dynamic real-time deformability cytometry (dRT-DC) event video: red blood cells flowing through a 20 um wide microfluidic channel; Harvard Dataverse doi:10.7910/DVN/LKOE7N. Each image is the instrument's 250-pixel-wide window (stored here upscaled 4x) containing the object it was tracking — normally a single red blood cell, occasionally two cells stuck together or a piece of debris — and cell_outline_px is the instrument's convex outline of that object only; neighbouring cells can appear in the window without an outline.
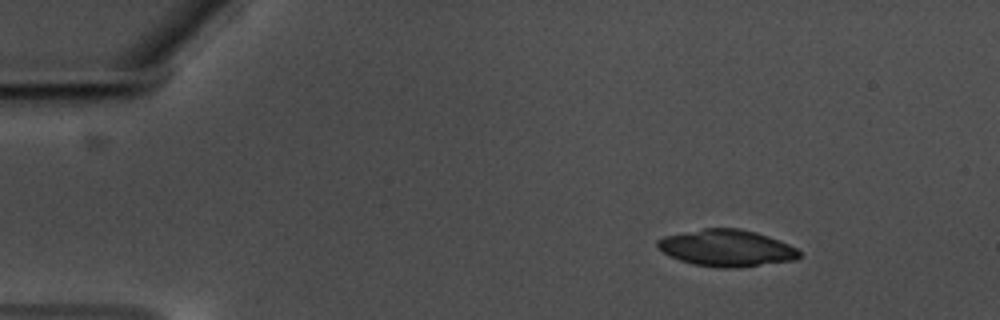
{"species": "common noctule bat (a hibernating species)", "species_latin": "Nyctalus noctula", "temperature_condition": "warm", "stored_images_in_passage": 52, "camera_frame_rate_fps": 3000, "um_per_image_px": 0.085, "animal": {"sex": "male", "body_mass_g": 17.5, "forearm_length_mm": 52.3}, "frame": {"image": 1, "passage_image": 1, "time_ms": 0.0, "image_size_px": [1000, 320], "cell_outline_px": [[800, 256], [796, 260], [740, 268], [720, 268], [692, 264], [680, 260], [656, 248], [656, 240], [664, 236], [704, 228], [740, 228], [756, 232], [780, 240], [796, 248], [800, 252]], "centroid_in_image_um": [61.77, 21.09], "position_along_channel_um": 23.2, "area_um2": 30.52}}
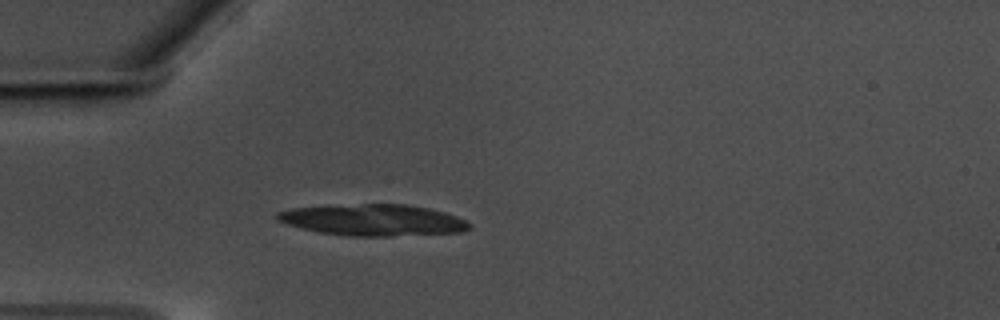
{"frame": {"image": 2, "passage_image": 10, "time_ms": 3.0, "image_size_px": [1000, 320], "cell_outline_px": [[472, 228], [464, 232], [392, 236], [348, 236], [320, 232], [300, 228], [276, 220], [276, 212], [292, 208], [364, 204], [408, 204], [428, 208], [444, 212], [456, 216], [472, 224]], "centroid_in_image_um": [31.76, 18.71], "position_along_channel_um": 53.2, "area_um2": 35.14}}